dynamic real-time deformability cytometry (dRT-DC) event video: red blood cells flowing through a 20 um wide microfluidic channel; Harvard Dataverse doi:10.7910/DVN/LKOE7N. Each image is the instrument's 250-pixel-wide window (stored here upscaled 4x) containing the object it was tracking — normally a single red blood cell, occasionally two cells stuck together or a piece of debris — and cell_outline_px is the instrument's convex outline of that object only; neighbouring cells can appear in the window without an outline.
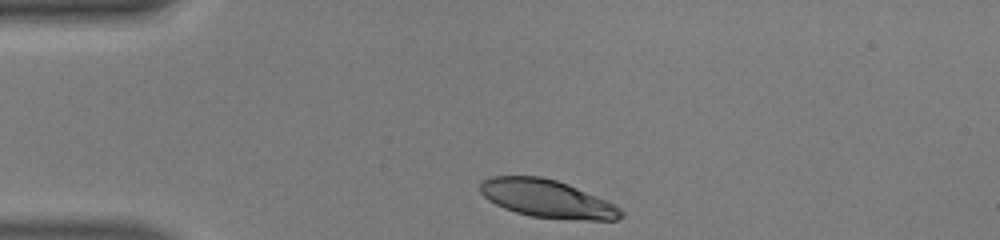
{"species": "human", "species_latin": "Homo sapiens", "temperature_condition": "warm", "stored_images_in_passage": 31, "camera_frame_rate_fps": 3000, "um_per_image_px": 0.085, "donor": {"sex": "male"}, "frame": {"image": 1, "passage_image": 1, "time_ms": 0.0, "image_size_px": [1000, 240], "cell_outline_px": [[624, 216], [616, 220], [588, 220], [532, 216], [516, 212], [504, 208], [488, 200], [480, 192], [480, 180], [492, 176], [540, 176], [556, 180], [568, 184], [616, 204], [624, 212]], "centroid_in_image_um": [46.52, 16.88], "position_along_channel_um": 38.5, "area_um2": 31.04}}
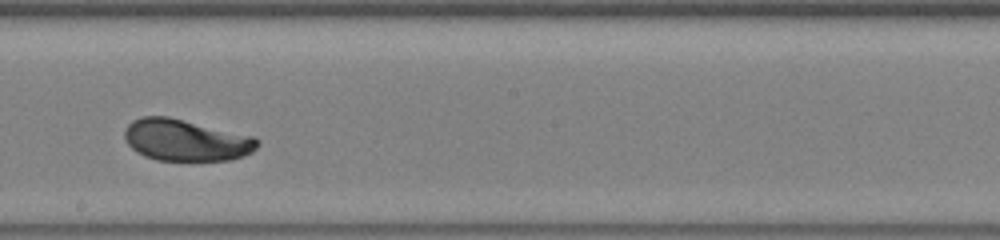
{"frame": {"image": 2, "passage_image": 18, "time_ms": 5.667, "image_size_px": [1000, 240], "cell_outline_px": [[260, 144], [252, 152], [232, 160], [156, 160], [144, 156], [136, 152], [128, 144], [124, 136], [124, 128], [132, 120], [144, 116], [168, 116], [252, 136]], "centroid_in_image_um": [15.75, 11.91], "position_along_channel_um": 232.4, "area_um2": 32.08}}
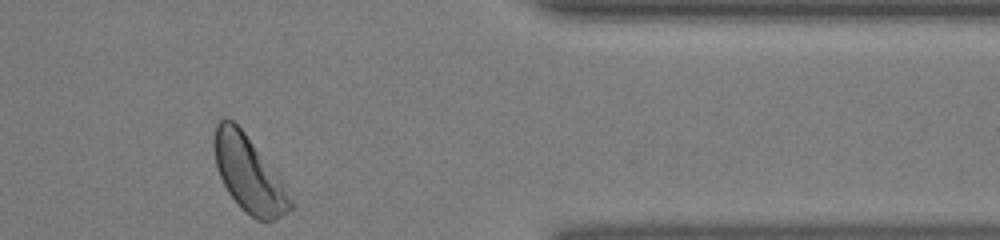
{"frame": {"image": 3, "passage_image": 31, "time_ms": 10.0, "image_size_px": [1000, 240], "cell_outline_px": [[292, 208], [280, 216], [272, 220], [256, 220], [228, 192], [220, 176], [216, 164], [212, 144], [216, 124], [224, 116], [232, 120], [244, 132], [276, 172], [292, 204]], "centroid_in_image_um": [21.09, 14.72], "position_along_channel_um": 390.3, "area_um2": 32.66}, "authors_computed_cell_mechanics": {"area_um2": 32.4836, "velocity_mm_per_s": 4.1077, "shape_relaxation_time_tau1_ms": 2.4558, "shape_relaxation_time_tau2_ms": 4.5248, "deformation_change_tau1": 0.1582, "deformation_change_tau2": 0.0716}}